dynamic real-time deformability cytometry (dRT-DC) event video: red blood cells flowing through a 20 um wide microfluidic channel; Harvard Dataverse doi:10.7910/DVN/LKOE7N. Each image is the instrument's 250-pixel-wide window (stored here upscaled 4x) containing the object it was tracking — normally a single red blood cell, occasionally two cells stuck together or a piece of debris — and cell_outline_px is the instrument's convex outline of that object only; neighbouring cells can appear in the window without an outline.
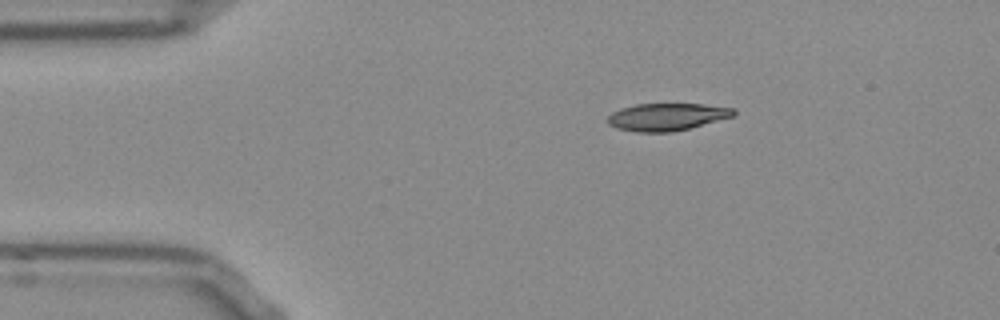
{"species": "Egyptian fruit bat (a non-hibernating species)", "species_latin": "Rousettus aegyptiacus", "temperature_condition": "room temperature", "stored_images_in_passage": 44, "camera_frame_rate_fps": 3000, "um_per_image_px": 0.085, "frame": {"image": 1, "passage_image": 1, "time_ms": 0.0, "image_size_px": [1000, 320], "cell_outline_px": [[736, 116], [672, 132], [636, 132], [616, 128], [608, 124], [608, 116], [612, 112], [620, 108], [636, 104], [704, 104], [732, 108], [736, 112]], "centroid_in_image_um": [56.67, 9.93], "position_along_channel_um": 28.3, "area_um2": 20.11}}
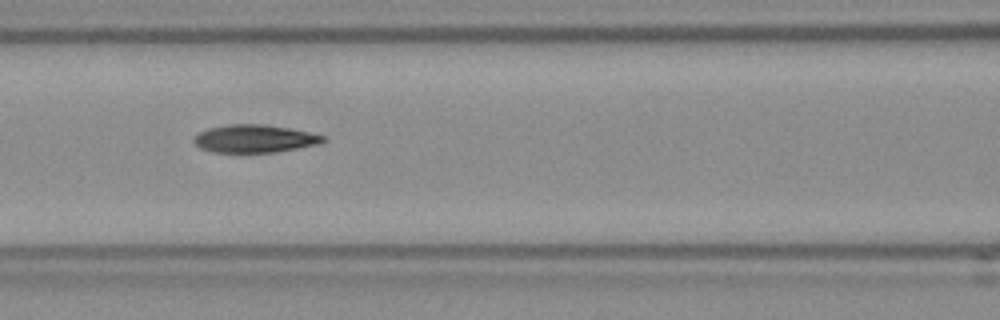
{"frame": {"image": 2, "passage_image": 14, "time_ms": 4.333, "image_size_px": [1000, 320], "cell_outline_px": [[324, 140], [316, 144], [296, 148], [272, 152], [216, 152], [200, 148], [192, 140], [192, 136], [196, 132], [208, 128], [232, 124], [264, 124], [288, 128], [308, 132], [324, 136]], "centroid_in_image_um": [21.53, 11.77], "position_along_channel_um": 145.1, "area_um2": 20.69}}
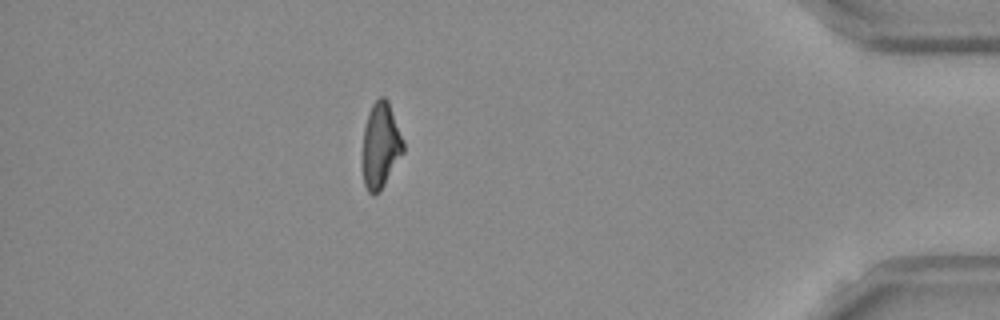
{"frame": {"image": 3, "passage_image": 38, "time_ms": 12.333, "image_size_px": [1000, 320], "cell_outline_px": [[404, 152], [380, 192], [372, 196], [368, 192], [364, 184], [364, 128], [368, 112], [372, 104], [380, 96], [384, 96], [388, 100], [404, 144]], "centroid_in_image_um": [32.37, 12.37], "position_along_channel_um": 402.8, "area_um2": 20.0}, "authors_computed_cell_mechanics": {"area_um2": 21.0392, "velocity_mm_per_s": 3.8328, "shape_relaxation_time_tau1_ms": 5.0404, "shape_relaxation_time_tau2_ms": 4.8408, "deformation_change_tau1": 0.1797, "deformation_change_tau2": 0.1241}}